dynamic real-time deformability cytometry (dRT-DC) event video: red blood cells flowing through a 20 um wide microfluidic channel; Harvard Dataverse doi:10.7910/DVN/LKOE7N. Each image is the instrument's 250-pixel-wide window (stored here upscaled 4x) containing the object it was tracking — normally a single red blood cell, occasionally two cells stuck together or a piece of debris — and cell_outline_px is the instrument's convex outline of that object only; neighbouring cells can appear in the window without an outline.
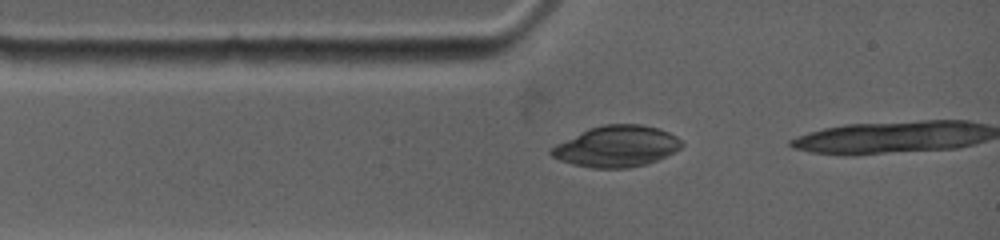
{"species": "common noctule bat (a hibernating species)", "species_latin": "Nyctalus noctula", "temperature_condition": "warm", "stored_images_in_passage": 9, "camera_frame_rate_fps": 4500, "um_per_image_px": 0.085, "animal": {"sex": "female", "body_mass_g": 19.0, "forearm_length_mm": 53.3}, "frame": {"image": 1, "passage_image": 2, "time_ms": 0.444, "image_size_px": [1000, 240], "cell_outline_px": [[684, 144], [680, 148], [656, 160], [644, 164], [628, 168], [592, 168], [572, 164], [560, 160], [552, 156], [548, 152], [556, 144], [588, 128], [604, 124], [640, 124], [660, 128], [676, 136]], "centroid_in_image_um": [52.39, 12.43], "position_along_channel_um": 32.6, "area_um2": 31.1}}
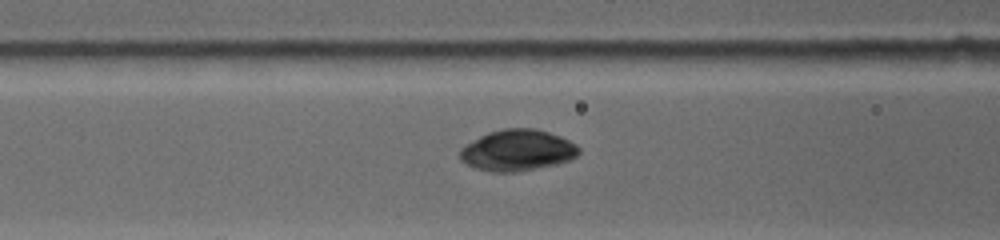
{"frame": {"image": 2, "passage_image": 7, "time_ms": 2.889, "image_size_px": [1000, 240], "cell_outline_px": [[580, 152], [572, 160], [556, 164], [516, 172], [492, 172], [476, 168], [460, 160], [460, 148], [464, 144], [488, 132], [504, 128], [536, 128], [560, 136], [576, 144], [580, 148]], "centroid_in_image_um": [43.98, 12.77], "position_along_channel_um": 122.6, "area_um2": 28.67}}